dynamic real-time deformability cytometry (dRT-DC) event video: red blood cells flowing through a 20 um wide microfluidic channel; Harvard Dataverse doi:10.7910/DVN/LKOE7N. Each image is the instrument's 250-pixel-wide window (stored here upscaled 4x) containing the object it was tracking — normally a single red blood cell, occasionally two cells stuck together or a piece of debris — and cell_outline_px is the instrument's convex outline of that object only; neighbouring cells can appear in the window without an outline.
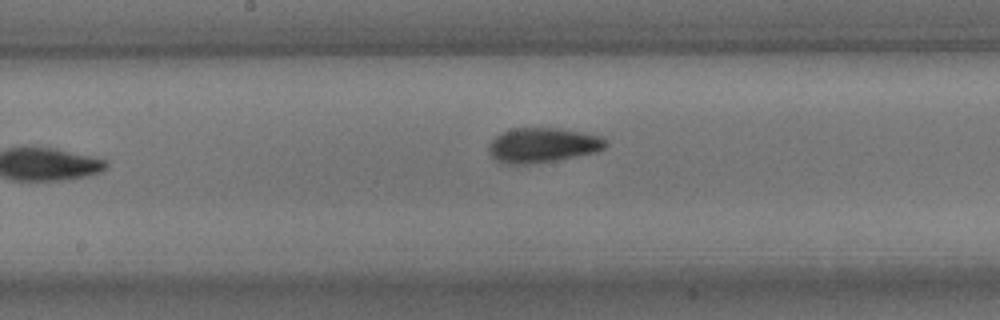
{"species": "common noctule bat (a hibernating species)", "species_latin": "Nyctalus noctula", "temperature_condition": "room temperature", "stored_images_in_passage": 8, "camera_frame_rate_fps": 3000, "um_per_image_px": 0.085, "animal": {"sex": "male", "body_mass_g": 15.6}, "frame": {"image": 1, "passage_image": 8, "time_ms": 8.333, "image_size_px": [1000, 320], "cell_outline_px": [[608, 144], [604, 148], [596, 152], [552, 160], [528, 164], [504, 164], [496, 160], [488, 152], [488, 148], [492, 140], [500, 132], [512, 128], [560, 128], [584, 132], [600, 136]], "centroid_in_image_um": [46.09, 12.32], "position_along_channel_um": 202.1, "area_um2": 23.58}}